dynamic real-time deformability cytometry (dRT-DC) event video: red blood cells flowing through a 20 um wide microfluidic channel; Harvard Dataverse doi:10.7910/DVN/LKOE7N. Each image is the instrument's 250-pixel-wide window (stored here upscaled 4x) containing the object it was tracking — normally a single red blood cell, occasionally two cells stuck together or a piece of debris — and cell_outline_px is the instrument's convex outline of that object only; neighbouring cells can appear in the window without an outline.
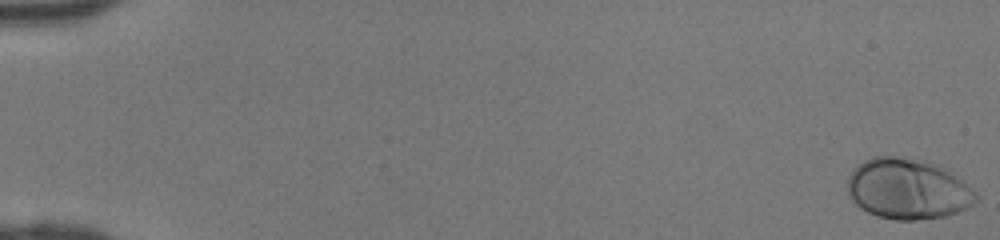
{"species": "human", "species_latin": "Homo sapiens", "temperature_condition": "room temperature", "stored_images_in_passage": 45, "camera_frame_rate_fps": 3000, "um_per_image_px": 0.085, "donor": {"sex": "female"}, "frame": {"image": 1, "passage_image": 1, "time_ms": 0.0, "image_size_px": [1000, 240], "cell_outline_px": [[980, 196], [972, 204], [956, 212], [944, 216], [916, 220], [896, 220], [876, 216], [860, 208], [848, 196], [848, 176], [856, 164], [872, 156], [896, 156], [932, 164], [956, 176]], "centroid_in_image_um": [77.09, 16.08], "position_along_channel_um": 7.9, "area_um2": 44.85}}
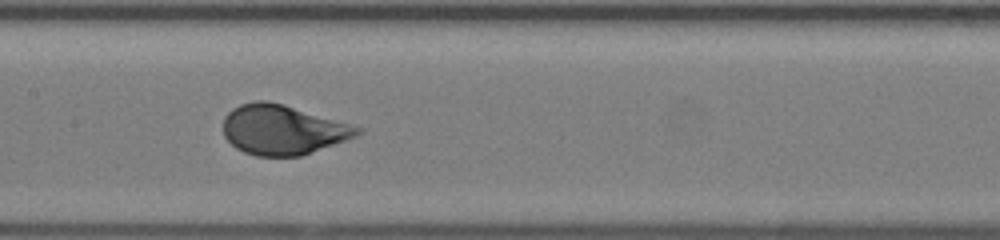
{"frame": {"image": 2, "passage_image": 25, "time_ms": 8.0, "image_size_px": [1000, 240], "cell_outline_px": [[364, 128], [356, 136], [300, 156], [256, 156], [244, 152], [236, 148], [224, 136], [224, 116], [232, 108], [240, 104], [256, 100], [268, 100], [284, 104]], "centroid_in_image_um": [24.0, 11.01], "position_along_channel_um": 183.4, "area_um2": 38.73}}
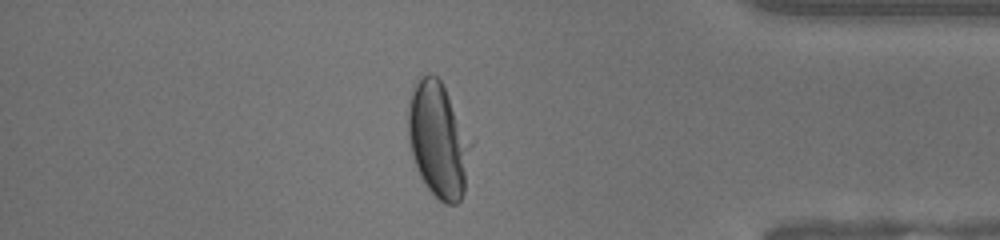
{"frame": {"image": 3, "passage_image": 41, "time_ms": 13.333, "image_size_px": [1000, 240], "cell_outline_px": [[472, 144], [464, 192], [460, 200], [456, 204], [444, 204], [428, 188], [420, 176], [416, 168], [412, 156], [408, 140], [408, 100], [412, 84], [420, 76], [428, 72], [436, 76], [440, 80]], "centroid_in_image_um": [37.21, 11.88], "position_along_channel_um": 398.0, "area_um2": 42.02}}